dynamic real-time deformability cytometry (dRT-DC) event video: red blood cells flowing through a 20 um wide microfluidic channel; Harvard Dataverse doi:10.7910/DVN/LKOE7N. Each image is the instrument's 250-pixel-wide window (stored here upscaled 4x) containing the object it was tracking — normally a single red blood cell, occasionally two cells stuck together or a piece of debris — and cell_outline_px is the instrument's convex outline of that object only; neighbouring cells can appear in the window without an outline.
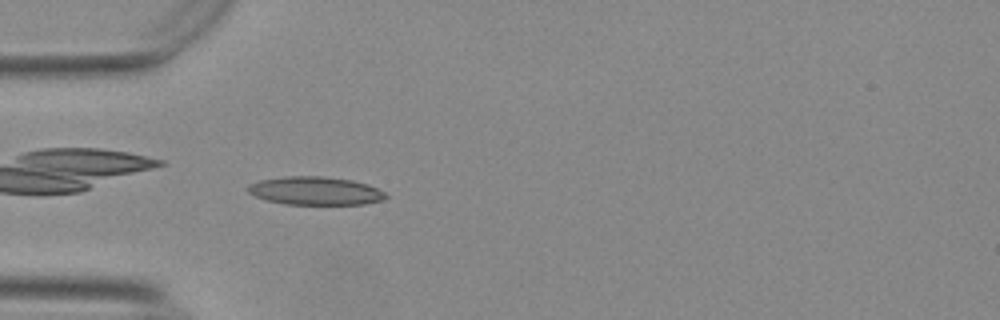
{"species": "Egyptian fruit bat (a non-hibernating species)", "species_latin": "Rousettus aegyptiacus", "temperature_condition": "warm", "stored_images_in_passage": 33, "camera_frame_rate_fps": 3000, "um_per_image_px": 0.085, "animal": {"sex": "female"}, "frame": {"image": 1, "passage_image": 1, "time_ms": 0.0, "image_size_px": [1000, 320], "cell_outline_px": [[388, 196], [384, 200], [364, 204], [284, 204], [268, 200], [256, 196], [248, 192], [244, 188], [248, 184], [260, 180], [284, 176], [324, 176], [352, 180], [368, 184], [384, 192]], "centroid_in_image_um": [26.79, 16.21], "position_along_channel_um": 58.2, "area_um2": 22.77}, "authors_computed_cell_mechanics": {"area_um2": 20.9814, "velocity_mm_per_s": 3.7321, "shape_relaxation_time_tau1_ms": 5.3205, "shape_relaxation_time_tau2_ms": 1.8439, "deformation_change_tau1": 0.2082, "deformation_change_tau2": 0.113}}